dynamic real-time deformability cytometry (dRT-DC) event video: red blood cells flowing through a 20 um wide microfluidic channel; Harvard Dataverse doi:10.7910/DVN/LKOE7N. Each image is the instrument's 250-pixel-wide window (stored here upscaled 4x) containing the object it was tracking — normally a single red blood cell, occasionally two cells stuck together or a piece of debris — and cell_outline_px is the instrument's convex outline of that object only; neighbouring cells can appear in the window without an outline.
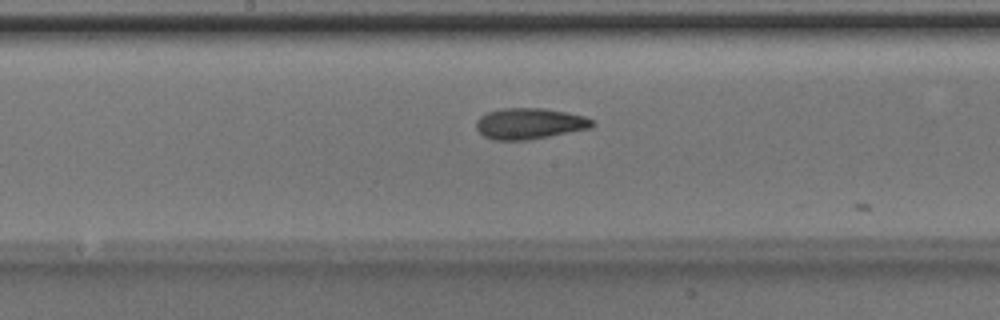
{"species": "Egyptian fruit bat (a non-hibernating species)", "species_latin": "Rousettus aegyptiacus", "temperature_condition": "room temperature", "stored_images_in_passage": 26, "camera_frame_rate_fps": 3000, "um_per_image_px": 0.085, "animal": {"sex": "male"}, "frame": {"image": 1, "passage_image": 25, "time_ms": 8.0, "image_size_px": [1000, 320], "cell_outline_px": [[596, 124], [592, 128], [528, 140], [492, 140], [484, 136], [476, 128], [476, 120], [480, 116], [488, 112], [500, 108], [544, 108], [584, 116], [592, 120]], "centroid_in_image_um": [45.0, 10.51], "position_along_channel_um": 203.2, "area_um2": 21.04}}